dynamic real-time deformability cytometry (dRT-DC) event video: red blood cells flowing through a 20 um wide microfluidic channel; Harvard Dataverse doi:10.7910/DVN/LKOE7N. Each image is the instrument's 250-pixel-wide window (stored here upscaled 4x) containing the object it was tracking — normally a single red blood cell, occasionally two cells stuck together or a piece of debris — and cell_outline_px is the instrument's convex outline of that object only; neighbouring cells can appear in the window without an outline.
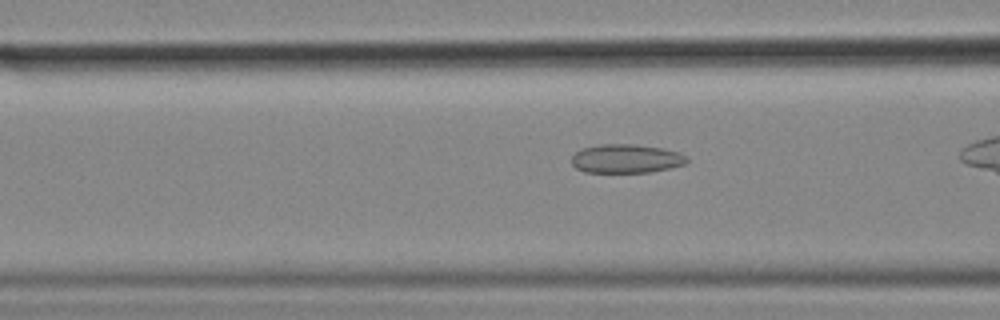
{"species": "common noctule bat (a hibernating species)", "species_latin": "Nyctalus noctula", "temperature_condition": "cold", "stored_images_in_passage": 32, "camera_frame_rate_fps": 3000, "um_per_image_px": 0.085, "animal": {"sex": "female", "body_mass_g": 18.4}, "frame": {"image": 1, "passage_image": 10, "time_ms": 3.0, "image_size_px": [1000, 320], "cell_outline_px": [[688, 160], [684, 164], [652, 172], [584, 172], [576, 168], [572, 164], [572, 156], [580, 148], [600, 144], [636, 144], [664, 148], [680, 152], [688, 156]], "centroid_in_image_um": [53.23, 13.47], "position_along_channel_um": 113.4, "area_um2": 19.54}}
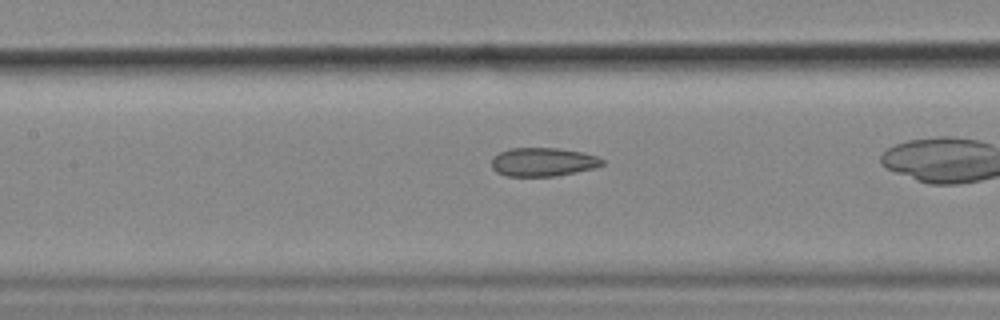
{"frame": {"image": 2, "passage_image": 14, "time_ms": 4.333, "image_size_px": [1000, 320], "cell_outline_px": [[604, 164], [596, 168], [556, 176], [508, 176], [496, 172], [492, 168], [492, 156], [500, 152], [512, 148], [556, 148], [584, 152], [596, 156], [604, 160]], "centroid_in_image_um": [46.17, 13.77], "position_along_channel_um": 161.2, "area_um2": 18.55}}